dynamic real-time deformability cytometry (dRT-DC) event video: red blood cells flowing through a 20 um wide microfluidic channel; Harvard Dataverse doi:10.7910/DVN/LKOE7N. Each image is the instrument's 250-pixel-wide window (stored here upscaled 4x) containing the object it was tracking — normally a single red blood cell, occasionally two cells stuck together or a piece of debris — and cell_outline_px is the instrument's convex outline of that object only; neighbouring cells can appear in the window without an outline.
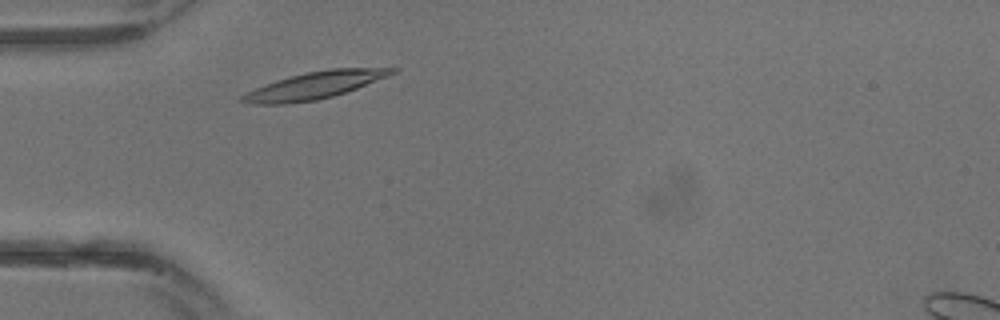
{"species": "common noctule bat (a hibernating species)", "species_latin": "Nyctalus noctula", "temperature_condition": "warm", "stored_images_in_passage": 5, "camera_frame_rate_fps": 3000, "um_per_image_px": 0.085, "animal": {"sex": "male", "body_mass_g": 13.3}, "frame": {"image": 1, "passage_image": 1, "time_ms": 0.0, "image_size_px": [1000, 320], "cell_outline_px": [[400, 68], [396, 72], [388, 76], [356, 88], [332, 96], [316, 100], [284, 104], [252, 104], [236, 100], [240, 96], [256, 88], [276, 80], [308, 72], [332, 68]], "centroid_in_image_um": [26.71, 7.26], "position_along_channel_um": 58.3, "area_um2": 23.24}}
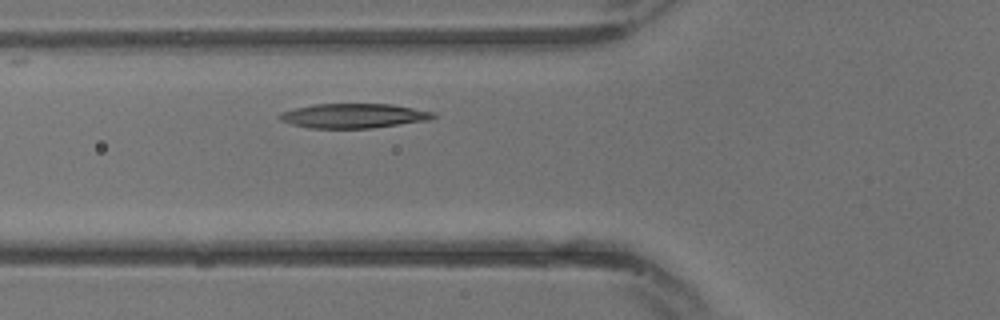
{"frame": {"image": 2, "passage_image": 3, "time_ms": 0.667, "image_size_px": [1000, 320], "cell_outline_px": [[436, 116], [432, 120], [372, 128], [308, 128], [292, 124], [280, 120], [276, 116], [280, 112], [296, 108], [316, 104], [392, 104], [436, 112]], "centroid_in_image_um": [30.09, 9.84], "position_along_channel_um": 95.7, "area_um2": 22.14}}
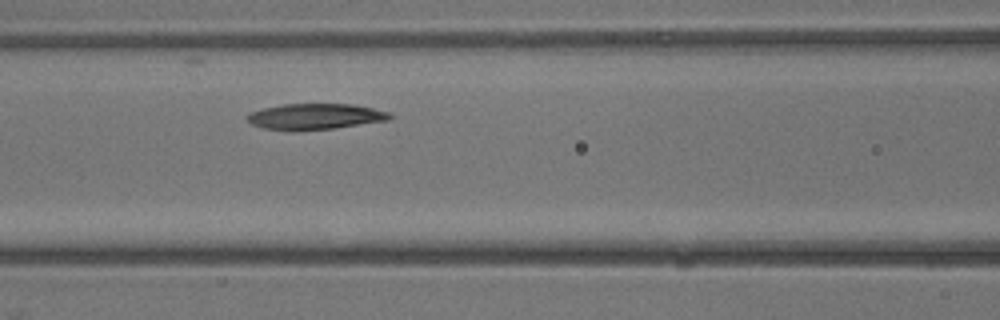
{"frame": {"image": 3, "passage_image": 5, "time_ms": 1.333, "image_size_px": [1000, 320], "cell_outline_px": [[392, 116], [388, 120], [336, 128], [292, 132], [264, 128], [252, 124], [244, 116], [248, 112], [264, 108], [284, 104], [356, 104], [388, 112]], "centroid_in_image_um": [26.73, 9.92], "position_along_channel_um": 139.9, "area_um2": 21.79}}